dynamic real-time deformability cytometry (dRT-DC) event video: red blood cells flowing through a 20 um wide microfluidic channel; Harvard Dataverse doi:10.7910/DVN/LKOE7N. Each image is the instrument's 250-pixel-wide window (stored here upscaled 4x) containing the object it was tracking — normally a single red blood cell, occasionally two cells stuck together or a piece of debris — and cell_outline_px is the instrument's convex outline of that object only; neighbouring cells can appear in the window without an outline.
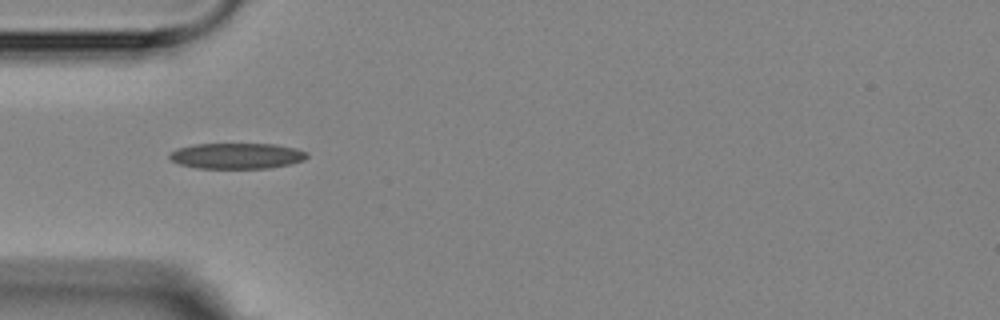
{"species": "Egyptian fruit bat (a non-hibernating species)", "species_latin": "Rousettus aegyptiacus", "temperature_condition": "room temperature", "stored_images_in_passage": 3, "camera_frame_rate_fps": 3000, "um_per_image_px": 0.085, "animal": {"sex": "female"}, "frame": {"image": 1, "passage_image": 2, "time_ms": 2.0, "image_size_px": [1000, 320], "cell_outline_px": [[308, 156], [304, 160], [288, 164], [268, 168], [196, 168], [180, 164], [172, 160], [168, 156], [172, 152], [180, 148], [196, 144], [276, 144], [296, 148], [308, 152]], "centroid_in_image_um": [20.17, 13.25], "position_along_channel_um": 64.8, "area_um2": 20.46}}
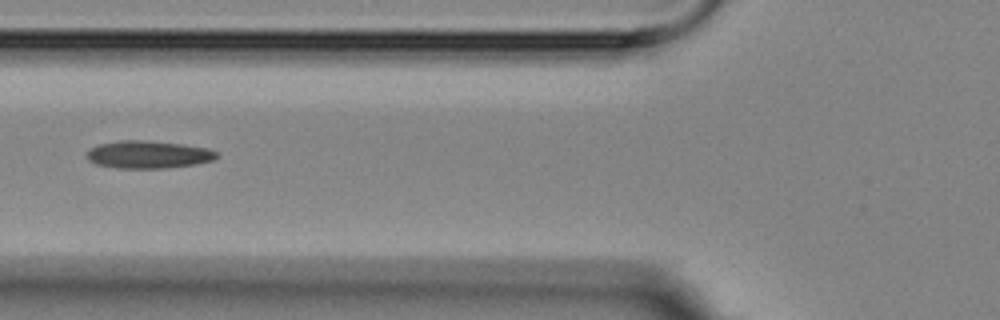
{"frame": {"image": 2, "passage_image": 3, "time_ms": 3.333, "image_size_px": [1000, 320], "cell_outline_px": [[216, 156], [212, 160], [196, 164], [164, 168], [116, 168], [96, 164], [88, 160], [88, 152], [92, 148], [100, 144], [120, 140], [144, 140], [180, 144], [208, 148], [216, 152]], "centroid_in_image_um": [12.59, 13.14], "position_along_channel_um": 113.2, "area_um2": 20.58}}